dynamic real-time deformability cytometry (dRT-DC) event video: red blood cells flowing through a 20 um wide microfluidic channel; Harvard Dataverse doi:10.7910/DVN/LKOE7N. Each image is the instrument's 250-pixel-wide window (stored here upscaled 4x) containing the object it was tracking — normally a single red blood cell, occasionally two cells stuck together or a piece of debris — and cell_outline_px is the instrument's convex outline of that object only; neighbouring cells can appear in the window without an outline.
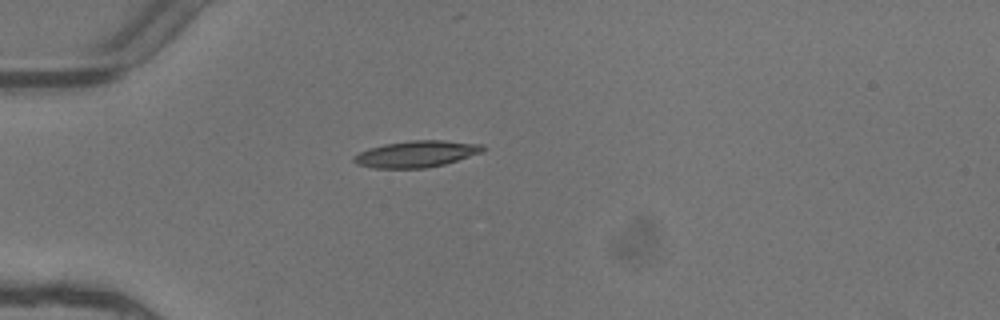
{"species": "common noctule bat (a hibernating species)", "species_latin": "Nyctalus noctula", "temperature_condition": "warm", "stored_images_in_passage": 1, "camera_frame_rate_fps": 3000, "um_per_image_px": 0.085, "animal": {"sex": "female"}, "frame": {"image": 1, "passage_image": 1, "time_ms": 0.0, "image_size_px": [1000, 320], "cell_outline_px": [[488, 148], [484, 152], [444, 164], [424, 168], [372, 168], [356, 164], [352, 160], [352, 156], [368, 148], [384, 144], [408, 140], [444, 140], [484, 144]], "centroid_in_image_um": [35.41, 13.08], "position_along_channel_um": 49.6, "area_um2": 20.23}}